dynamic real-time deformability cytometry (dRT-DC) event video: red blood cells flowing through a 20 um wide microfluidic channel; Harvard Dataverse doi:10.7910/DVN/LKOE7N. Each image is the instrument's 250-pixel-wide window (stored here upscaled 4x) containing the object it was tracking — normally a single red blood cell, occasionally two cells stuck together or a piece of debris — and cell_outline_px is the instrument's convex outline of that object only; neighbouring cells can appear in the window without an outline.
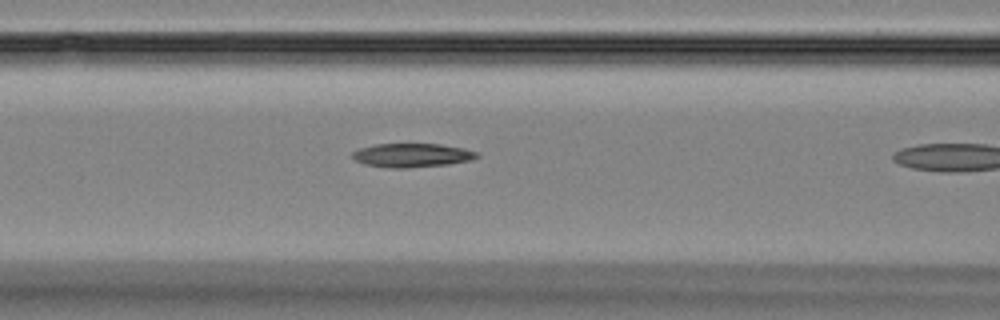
{"species": "Egyptian fruit bat (a non-hibernating species)", "species_latin": "Rousettus aegyptiacus", "temperature_condition": "room temperature", "stored_images_in_passage": 11, "camera_frame_rate_fps": 3000, "um_per_image_px": 0.085, "animal": {"sex": "female"}, "frame": {"image": 1, "passage_image": 10, "time_ms": 3.0, "image_size_px": [1000, 320], "cell_outline_px": [[480, 156], [468, 160], [448, 164], [408, 168], [388, 168], [364, 164], [356, 160], [352, 156], [352, 152], [360, 148], [376, 144], [440, 144], [464, 148], [476, 152]], "centroid_in_image_um": [35.0, 13.2], "position_along_channel_um": 131.6, "area_um2": 17.17}}